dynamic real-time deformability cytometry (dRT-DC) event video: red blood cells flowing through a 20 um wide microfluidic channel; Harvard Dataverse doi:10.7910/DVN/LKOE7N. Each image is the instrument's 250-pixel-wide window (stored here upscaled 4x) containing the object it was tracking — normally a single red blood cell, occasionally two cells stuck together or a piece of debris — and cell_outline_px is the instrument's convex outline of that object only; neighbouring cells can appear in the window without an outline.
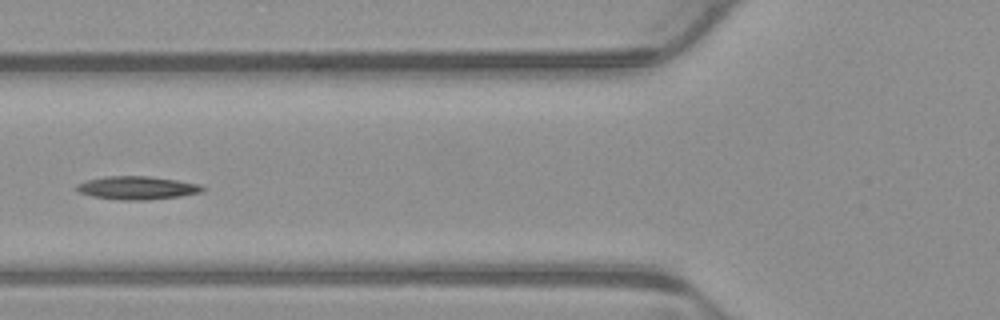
{"species": "common noctule bat (a hibernating species)", "species_latin": "Nyctalus noctula", "temperature_condition": "warm", "stored_images_in_passage": 5, "camera_frame_rate_fps": 3000, "um_per_image_px": 0.085, "animal": {"sex": "male", "body_mass_g": 23.1, "forearm_length_mm": 52.7}, "frame": {"image": 1, "passage_image": 5, "time_ms": 1.333, "image_size_px": [1000, 320], "cell_outline_px": [[208, 188], [200, 192], [180, 196], [148, 200], [120, 200], [92, 196], [80, 192], [76, 188], [76, 184], [88, 180], [104, 176], [148, 176], [176, 180], [200, 184]], "centroid_in_image_um": [11.67, 15.97], "position_along_channel_um": 114.1, "area_um2": 16.99}}